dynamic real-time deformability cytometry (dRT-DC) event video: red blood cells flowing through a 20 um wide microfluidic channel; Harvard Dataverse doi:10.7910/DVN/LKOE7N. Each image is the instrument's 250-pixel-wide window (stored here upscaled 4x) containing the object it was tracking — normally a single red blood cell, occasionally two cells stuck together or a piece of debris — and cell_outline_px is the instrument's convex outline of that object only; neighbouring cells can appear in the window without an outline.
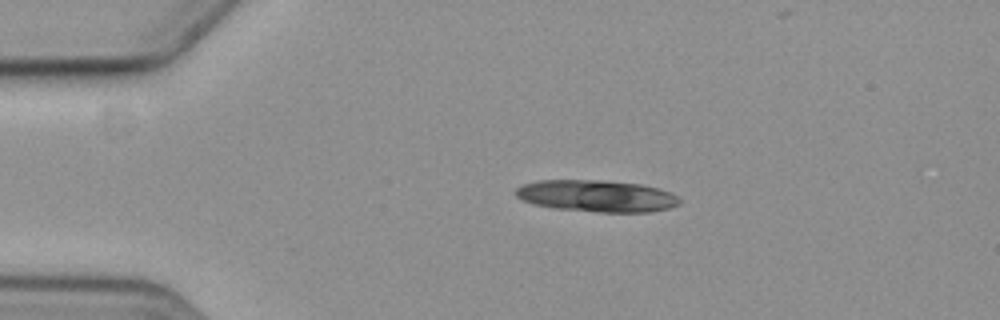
{"species": "common noctule bat (a hibernating species)", "species_latin": "Nyctalus noctula", "temperature_condition": "cold", "stored_images_in_passage": 7, "camera_frame_rate_fps": 3000, "um_per_image_px": 0.085, "animal": {"sex": "female", "body_mass_g": 19.3, "forearm_length_mm": 54.1}, "frame": {"image": 1, "passage_image": 1, "time_ms": 0.0, "image_size_px": [1000, 320], "cell_outline_px": [[680, 204], [668, 208], [648, 212], [596, 212], [552, 208], [536, 204], [524, 200], [516, 196], [516, 188], [524, 184], [540, 180], [600, 180], [640, 184], [656, 188], [668, 192], [676, 196], [680, 200]], "centroid_in_image_um": [50.71, 16.66], "position_along_channel_um": 34.3, "area_um2": 30.06}}
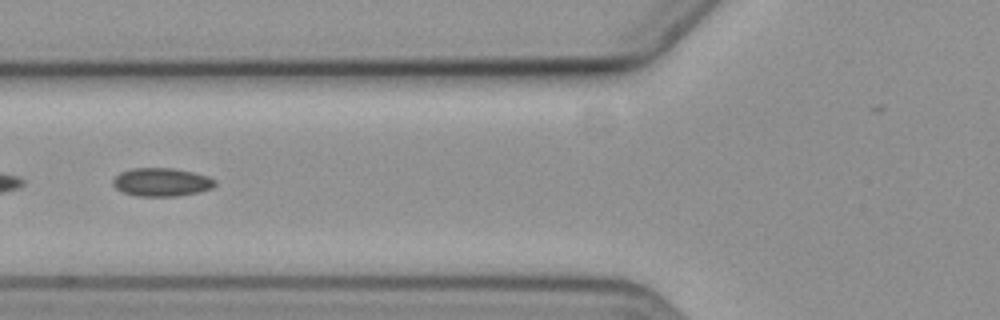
{"frame": {"image": 2, "passage_image": 4, "time_ms": 3.667, "image_size_px": [1000, 320], "cell_outline_px": [[216, 184], [212, 188], [200, 192], [176, 196], [136, 196], [124, 192], [116, 188], [112, 184], [112, 180], [120, 172], [132, 168], [172, 168], [192, 172], [208, 176], [216, 180]], "centroid_in_image_um": [13.74, 15.48], "position_along_channel_um": 112.1, "area_um2": 16.88}}
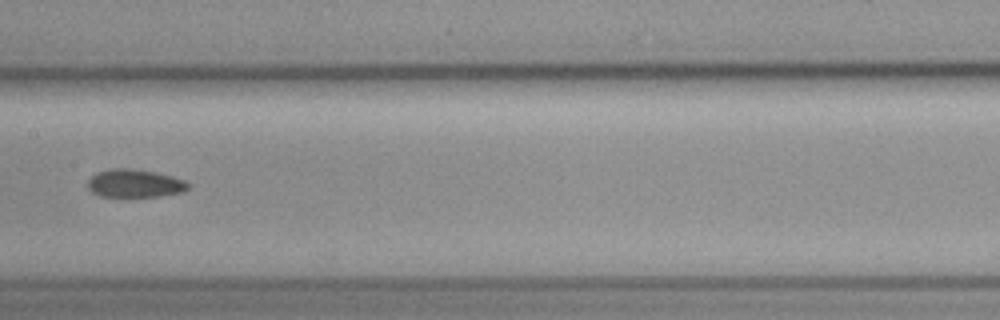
{"frame": {"image": 3, "passage_image": 6, "time_ms": 6.0, "image_size_px": [1000, 320], "cell_outline_px": [[188, 188], [184, 192], [160, 196], [100, 196], [92, 192], [88, 188], [88, 180], [96, 172], [112, 168], [132, 168], [156, 172], [172, 176], [184, 180], [188, 184]], "centroid_in_image_um": [11.45, 15.57], "position_along_channel_um": 196.0, "area_um2": 16.42}}